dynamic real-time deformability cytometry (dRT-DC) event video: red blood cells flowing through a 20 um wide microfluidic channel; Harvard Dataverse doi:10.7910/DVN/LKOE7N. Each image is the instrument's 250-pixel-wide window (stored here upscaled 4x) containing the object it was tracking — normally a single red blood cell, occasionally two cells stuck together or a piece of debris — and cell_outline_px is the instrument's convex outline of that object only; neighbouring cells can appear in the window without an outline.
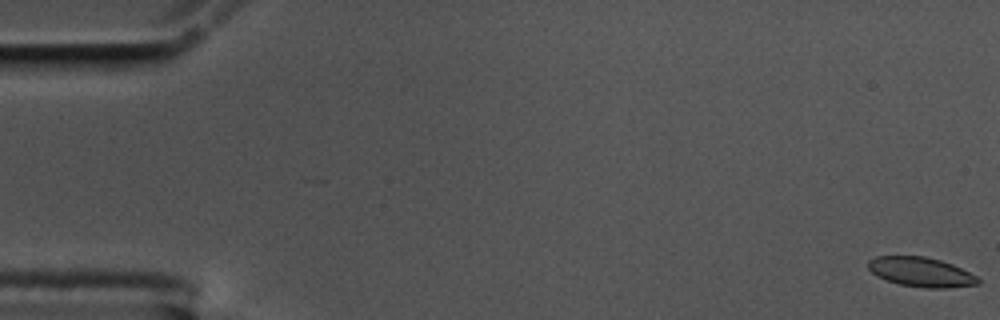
{"species": "common noctule bat (a hibernating species)", "species_latin": "Nyctalus noctula", "temperature_condition": "cold", "stored_images_in_passage": 59, "camera_frame_rate_fps": 3000, "um_per_image_px": 0.085, "animal": {"sex": "male", "body_mass_g": 17.5, "forearm_length_mm": 52.3}, "frame": {"image": 1, "passage_image": 1, "time_ms": 0.0, "image_size_px": [1000, 320], "cell_outline_px": [[980, 284], [948, 288], [928, 288], [900, 284], [876, 276], [868, 268], [868, 260], [876, 256], [924, 256], [940, 260], [952, 264], [976, 276], [980, 280]], "centroid_in_image_um": [78.28, 23.12], "position_along_channel_um": 6.7, "area_um2": 18.79}}
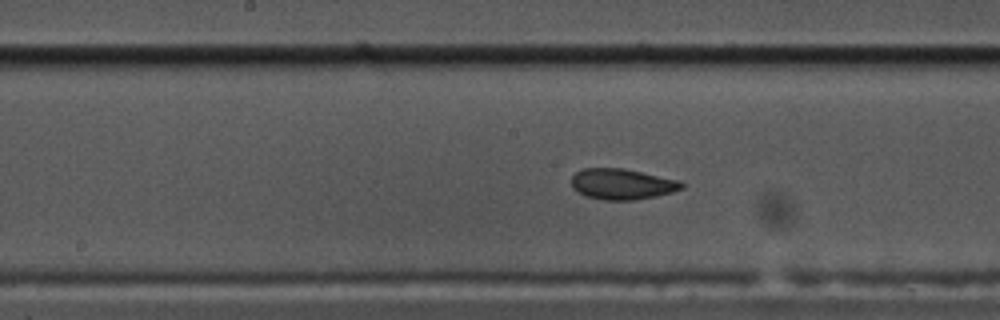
{"frame": {"image": 2, "passage_image": 30, "time_ms": 9.667, "image_size_px": [1000, 320], "cell_outline_px": [[684, 188], [672, 192], [656, 196], [632, 200], [604, 200], [584, 196], [576, 192], [572, 188], [572, 176], [576, 172], [584, 168], [624, 168], [680, 180], [684, 184]], "centroid_in_image_um": [52.87, 15.65], "position_along_channel_um": 195.3, "area_um2": 19.94}}
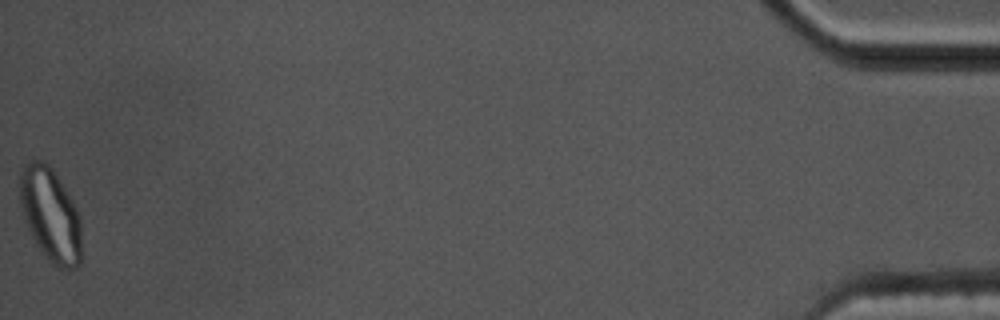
{"frame": {"image": 3, "passage_image": 59, "time_ms": 19.333, "image_size_px": [1000, 320], "cell_outline_px": [[80, 264], [76, 268], [56, 268], [44, 256], [36, 244], [24, 220], [20, 204], [20, 168], [28, 160], [44, 160], [52, 168], [72, 200], [80, 216]], "centroid_in_image_um": [4.26, 18.24], "position_along_channel_um": 430.9, "area_um2": 33.76}, "authors_computed_cell_mechanics": {"area_um2": 19.941, "velocity_mm_per_s": 3.4595, "shape_relaxation_time_tau1_ms": 8.3353, "shape_relaxation_time_tau2_ms": 1.3424, "deformation_change_tau1": 0.1572, "deformation_change_tau2": 0.0405}}